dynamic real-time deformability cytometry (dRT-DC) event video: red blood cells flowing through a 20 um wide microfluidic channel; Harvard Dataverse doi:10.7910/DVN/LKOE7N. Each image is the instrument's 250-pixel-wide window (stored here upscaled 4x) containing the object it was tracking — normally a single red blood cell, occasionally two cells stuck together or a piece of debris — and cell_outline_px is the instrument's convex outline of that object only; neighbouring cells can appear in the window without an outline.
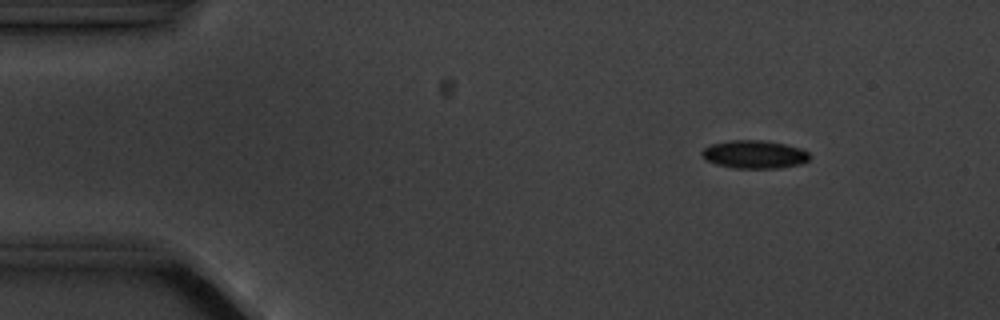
{"species": "common noctule bat (a hibernating species)", "species_latin": "Nyctalus noctula", "temperature_condition": "cold", "stored_images_in_passage": 6, "camera_frame_rate_fps": 3000, "um_per_image_px": 0.085, "animal": {"sex": "male", "body_mass_g": 20.1, "forearm_length_mm": 53.5}, "frame": {"image": 1, "passage_image": 2, "time_ms": 1.0, "image_size_px": [1000, 320], "cell_outline_px": [[812, 156], [808, 160], [800, 164], [780, 168], [736, 168], [716, 164], [704, 160], [700, 152], [704, 148], [712, 144], [728, 140], [760, 140], [784, 144], [800, 148], [808, 152]], "centroid_in_image_um": [64.11, 13.12], "position_along_channel_um": 20.9, "area_um2": 17.69}}